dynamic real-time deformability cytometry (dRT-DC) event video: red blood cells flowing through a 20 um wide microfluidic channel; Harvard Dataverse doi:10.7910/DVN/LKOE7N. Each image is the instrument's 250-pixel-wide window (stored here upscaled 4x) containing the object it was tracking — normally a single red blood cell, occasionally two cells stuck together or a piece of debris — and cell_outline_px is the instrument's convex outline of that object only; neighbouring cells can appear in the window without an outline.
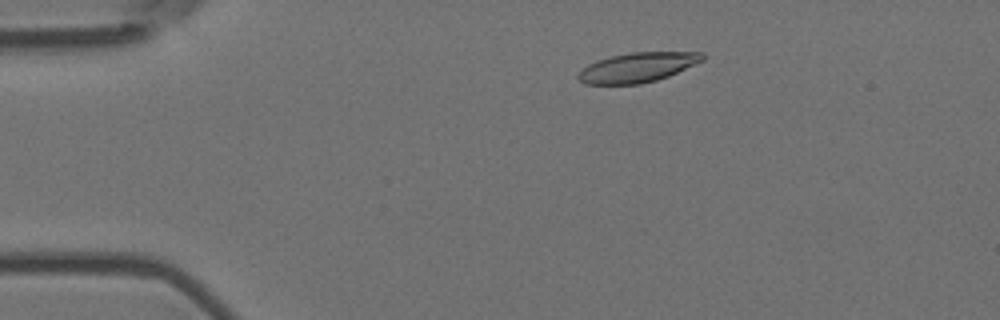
{"species": "Egyptian fruit bat (a non-hibernating species)", "species_latin": "Rousettus aegyptiacus", "temperature_condition": "room temperature", "stored_images_in_passage": 48, "camera_frame_rate_fps": 3000, "um_per_image_px": 0.085, "animal": {"sex": "female"}, "frame": {"image": 1, "passage_image": 9, "time_ms": 2.667, "image_size_px": [1000, 320], "cell_outline_px": [[704, 60], [668, 76], [656, 80], [640, 84], [584, 84], [576, 76], [588, 64], [596, 60], [612, 56], [632, 52], [704, 52]], "centroid_in_image_um": [54.19, 5.73], "position_along_channel_um": 30.8, "area_um2": 21.33}}
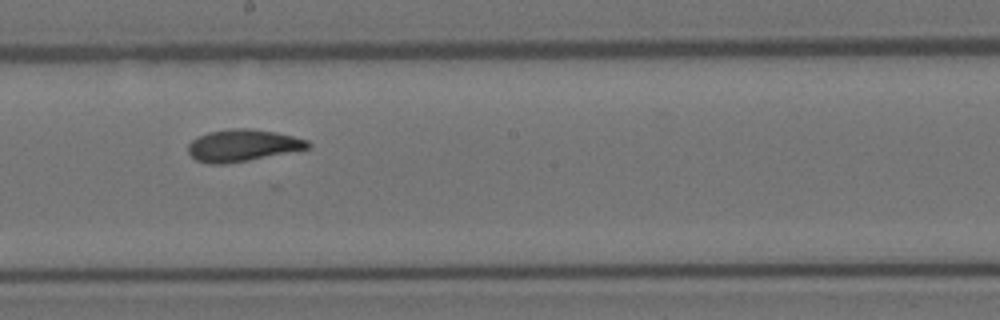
{"frame": {"image": 2, "passage_image": 30, "time_ms": 9.667, "image_size_px": [1000, 320], "cell_outline_px": [[312, 144], [308, 148], [248, 160], [224, 164], [208, 164], [196, 160], [188, 152], [188, 144], [192, 140], [208, 132], [228, 128], [248, 128], [276, 132], [308, 140]], "centroid_in_image_um": [20.59, 12.35], "position_along_channel_um": 227.6, "area_um2": 22.14}}
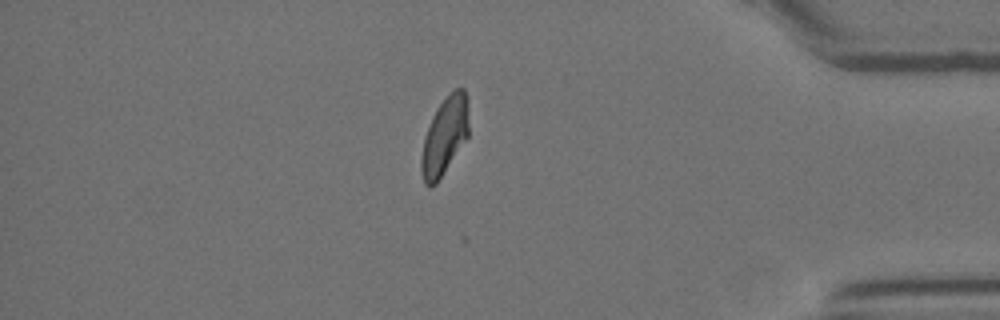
{"frame": {"image": 3, "passage_image": 47, "time_ms": 15.333, "image_size_px": [1000, 320], "cell_outline_px": [[468, 136], [436, 184], [428, 188], [424, 184], [420, 168], [420, 160], [424, 136], [432, 116], [436, 108], [456, 88], [464, 88], [468, 100]], "centroid_in_image_um": [37.77, 11.59], "position_along_channel_um": 397.4, "area_um2": 21.44}}